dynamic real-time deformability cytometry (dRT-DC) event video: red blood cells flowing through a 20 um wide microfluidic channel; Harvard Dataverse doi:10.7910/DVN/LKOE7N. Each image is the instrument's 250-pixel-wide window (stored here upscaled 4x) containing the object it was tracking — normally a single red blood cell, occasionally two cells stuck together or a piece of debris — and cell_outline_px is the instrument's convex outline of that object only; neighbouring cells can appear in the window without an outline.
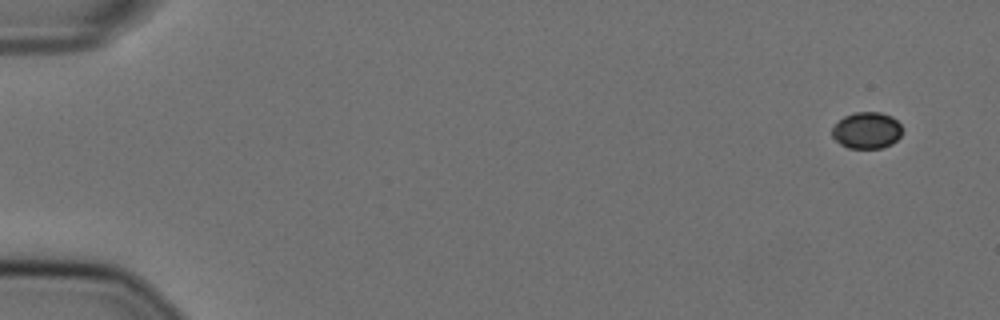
{"species": "Egyptian fruit bat (a non-hibernating species)", "species_latin": "Rousettus aegyptiacus", "temperature_condition": "cold", "stored_images_in_passage": 55, "camera_frame_rate_fps": 3000, "um_per_image_px": 0.085, "animal": {"sex": "female"}, "frame": {"image": 1, "passage_image": 1, "time_ms": 0.0, "image_size_px": [1000, 320], "cell_outline_px": [[900, 136], [892, 144], [884, 148], [848, 148], [840, 144], [832, 136], [832, 128], [844, 116], [856, 112], [880, 112], [892, 116], [900, 124]], "centroid_in_image_um": [73.67, 11.09], "position_along_channel_um": 11.3, "area_um2": 14.85}}
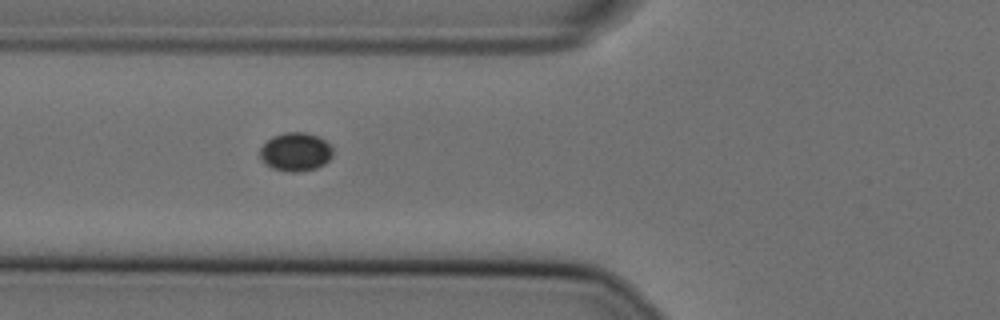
{"frame": {"image": 2, "passage_image": 20, "time_ms": 6.333, "image_size_px": [1000, 320], "cell_outline_px": [[332, 156], [324, 164], [316, 168], [300, 172], [292, 172], [272, 168], [260, 156], [260, 148], [272, 136], [284, 132], [304, 132], [316, 136], [324, 140], [332, 148]], "centroid_in_image_um": [25.13, 12.9], "position_along_channel_um": 100.7, "area_um2": 16.13}}
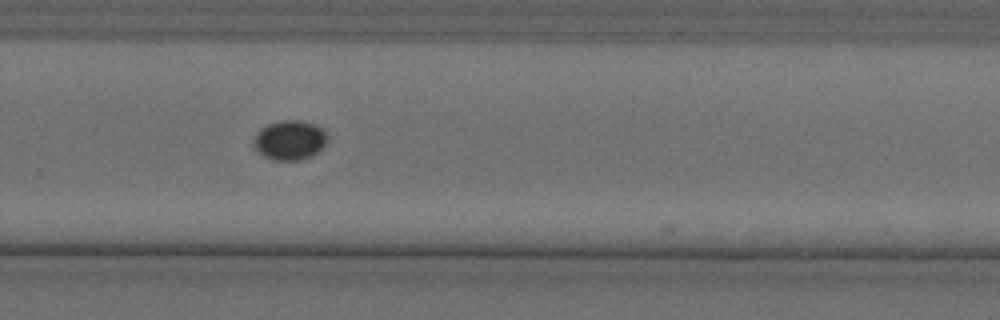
{"frame": {"image": 3, "passage_image": 37, "time_ms": 12.0, "image_size_px": [1000, 320], "cell_outline_px": [[328, 140], [312, 156], [300, 160], [272, 160], [264, 156], [252, 144], [252, 140], [256, 132], [260, 128], [268, 124], [280, 120], [300, 120], [316, 124], [328, 136]], "centroid_in_image_um": [24.6, 11.9], "position_along_channel_um": 305.2, "area_um2": 17.05}}